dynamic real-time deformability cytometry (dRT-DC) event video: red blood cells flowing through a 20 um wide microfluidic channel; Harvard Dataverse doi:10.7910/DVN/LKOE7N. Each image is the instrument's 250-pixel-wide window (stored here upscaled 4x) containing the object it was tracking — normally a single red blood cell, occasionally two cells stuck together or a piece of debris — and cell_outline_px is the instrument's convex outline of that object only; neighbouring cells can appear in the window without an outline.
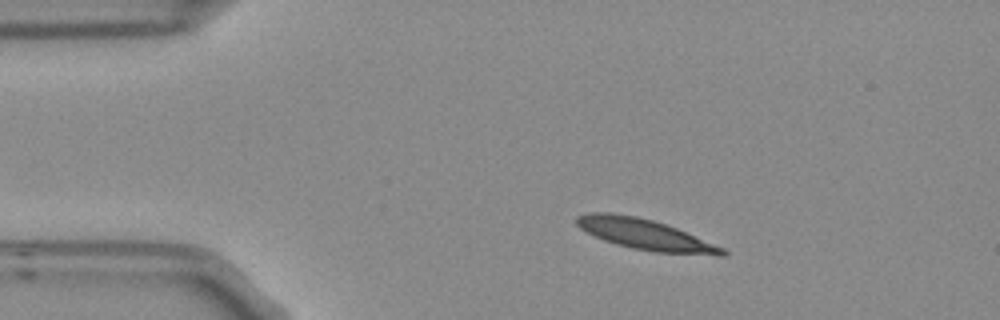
{"species": "Egyptian fruit bat (a non-hibernating species)", "species_latin": "Rousettus aegyptiacus", "temperature_condition": "room temperature", "stored_images_in_passage": 9, "camera_frame_rate_fps": 3000, "um_per_image_px": 0.085, "frame": {"image": 1, "passage_image": 1, "time_ms": 0.0, "image_size_px": [1000, 320], "cell_outline_px": [[728, 256], [716, 256], [656, 252], [632, 248], [616, 244], [604, 240], [584, 232], [576, 224], [576, 216], [592, 212], [608, 212], [636, 216], [652, 220], [676, 228], [724, 248], [728, 252]], "centroid_in_image_um": [54.84, 19.94], "position_along_channel_um": 30.2, "area_um2": 26.01}}
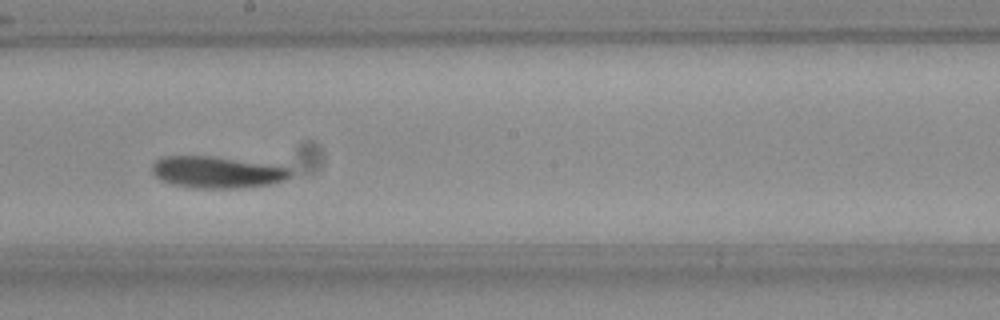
{"frame": {"image": 2, "passage_image": 7, "time_ms": 2.0, "image_size_px": [1000, 320], "cell_outline_px": [[292, 176], [284, 180], [268, 184], [236, 188], [196, 188], [172, 184], [160, 180], [152, 172], [152, 164], [160, 156], [212, 156], [288, 168], [292, 172]], "centroid_in_image_um": [18.37, 14.64], "position_along_channel_um": 229.8, "area_um2": 25.14}}
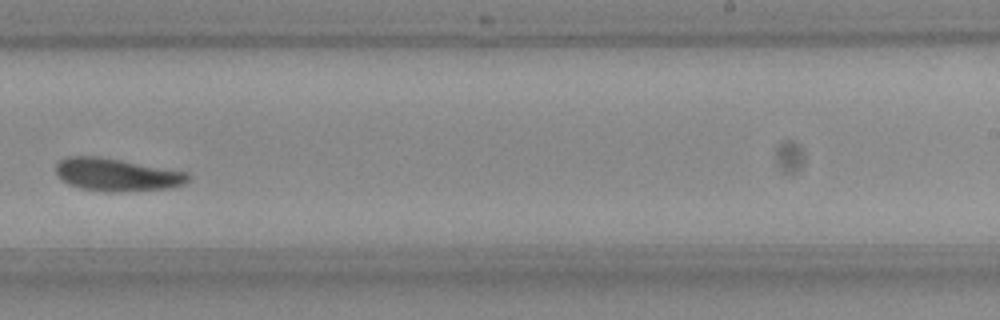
{"frame": {"image": 3, "passage_image": 8, "time_ms": 2.333, "image_size_px": [1000, 320], "cell_outline_px": [[188, 180], [184, 184], [172, 188], [124, 192], [108, 192], [80, 188], [68, 184], [56, 172], [56, 164], [60, 160], [68, 156], [96, 156], [120, 160], [188, 172]], "centroid_in_image_um": [9.94, 14.86], "position_along_channel_um": 279.1, "area_um2": 25.14}}